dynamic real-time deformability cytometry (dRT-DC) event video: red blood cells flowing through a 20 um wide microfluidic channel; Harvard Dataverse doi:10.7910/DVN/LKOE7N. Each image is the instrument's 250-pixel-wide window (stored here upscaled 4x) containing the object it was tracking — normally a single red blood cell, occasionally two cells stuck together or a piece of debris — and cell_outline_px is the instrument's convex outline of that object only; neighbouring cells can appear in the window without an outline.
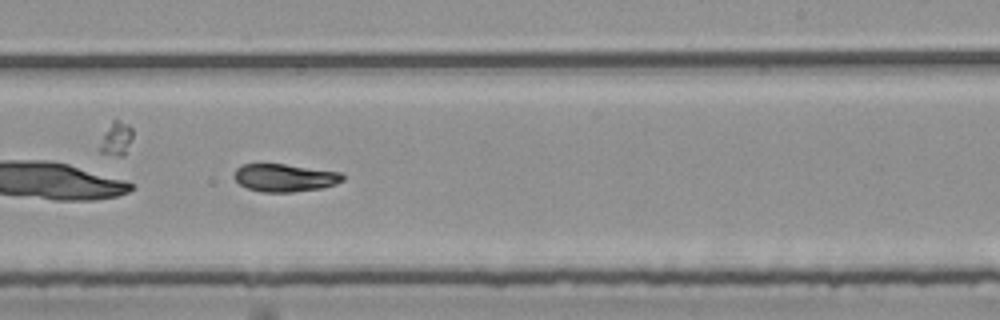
{"species": "common noctule bat (a hibernating species)", "species_latin": "Nyctalus noctula", "temperature_condition": "room temperature", "stored_images_in_passage": 36, "camera_frame_rate_fps": 3000, "um_per_image_px": 0.085, "animal": {"sex": "female", "body_mass_g": 25.1}, "frame": {"image": 1, "passage_image": 16, "time_ms": 5.0, "image_size_px": [1000, 320], "cell_outline_px": [[344, 180], [336, 184], [320, 188], [292, 192], [260, 192], [248, 188], [240, 184], [232, 176], [236, 168], [240, 164], [284, 164], [340, 172], [344, 176]], "centroid_in_image_um": [24.17, 15.1], "position_along_channel_um": 264.8, "area_um2": 17.57}}
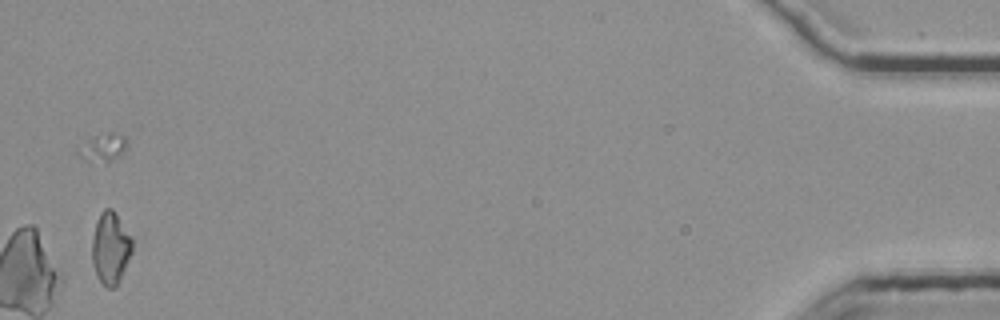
{"frame": {"image": 2, "passage_image": 36, "time_ms": 11.667, "image_size_px": [1000, 320], "cell_outline_px": [[132, 252], [120, 280], [116, 288], [104, 288], [100, 284], [96, 276], [92, 264], [92, 236], [96, 220], [100, 212], [104, 208], [112, 208], [132, 236]], "centroid_in_image_um": [9.38, 21.11], "position_along_channel_um": 425.8, "area_um2": 17.4}}